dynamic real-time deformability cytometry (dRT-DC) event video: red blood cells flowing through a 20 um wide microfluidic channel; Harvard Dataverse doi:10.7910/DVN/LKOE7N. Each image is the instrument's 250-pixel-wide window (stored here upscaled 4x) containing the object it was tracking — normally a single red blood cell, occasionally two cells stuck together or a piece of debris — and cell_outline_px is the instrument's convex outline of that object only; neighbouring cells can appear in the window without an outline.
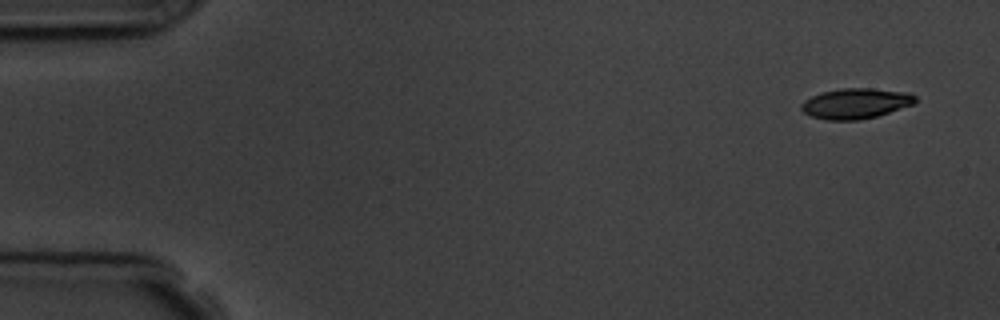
{"species": "common noctule bat (a hibernating species)", "species_latin": "Nyctalus noctula", "temperature_condition": "room temperature", "stored_images_in_passage": 5, "camera_frame_rate_fps": 3000, "um_per_image_px": 0.085, "animal": {"sex": "male", "body_mass_g": 19.5, "forearm_length_mm": 54.6}, "frame": {"image": 1, "passage_image": 1, "time_ms": 0.0, "image_size_px": [1000, 320], "cell_outline_px": [[916, 100], [912, 104], [876, 116], [860, 120], [828, 120], [812, 116], [804, 112], [800, 108], [800, 104], [804, 100], [812, 96], [824, 92], [844, 88], [872, 88], [912, 92], [916, 96]], "centroid_in_image_um": [72.74, 8.78], "position_along_channel_um": 12.3, "area_um2": 20.06}}